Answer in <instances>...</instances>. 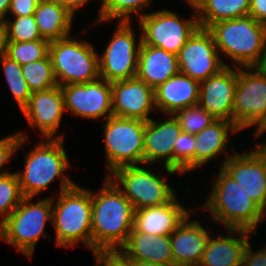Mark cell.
<instances>
[{
	"mask_svg": "<svg viewBox=\"0 0 266 266\" xmlns=\"http://www.w3.org/2000/svg\"><path fill=\"white\" fill-rule=\"evenodd\" d=\"M152 0H102L95 23L109 20L131 22V14H138V19L145 15L143 8L149 7Z\"/></svg>",
	"mask_w": 266,
	"mask_h": 266,
	"instance_id": "29",
	"label": "cell"
},
{
	"mask_svg": "<svg viewBox=\"0 0 266 266\" xmlns=\"http://www.w3.org/2000/svg\"><path fill=\"white\" fill-rule=\"evenodd\" d=\"M103 122L108 171L106 176L122 166L144 165L146 121L113 115Z\"/></svg>",
	"mask_w": 266,
	"mask_h": 266,
	"instance_id": "8",
	"label": "cell"
},
{
	"mask_svg": "<svg viewBox=\"0 0 266 266\" xmlns=\"http://www.w3.org/2000/svg\"><path fill=\"white\" fill-rule=\"evenodd\" d=\"M48 55L59 86L95 81L100 78L99 55L93 44L71 35L50 41Z\"/></svg>",
	"mask_w": 266,
	"mask_h": 266,
	"instance_id": "7",
	"label": "cell"
},
{
	"mask_svg": "<svg viewBox=\"0 0 266 266\" xmlns=\"http://www.w3.org/2000/svg\"><path fill=\"white\" fill-rule=\"evenodd\" d=\"M192 8L195 14L187 20L180 19L173 11L163 9L141 16L137 21L141 28V45L158 47L178 55L199 27L196 8Z\"/></svg>",
	"mask_w": 266,
	"mask_h": 266,
	"instance_id": "11",
	"label": "cell"
},
{
	"mask_svg": "<svg viewBox=\"0 0 266 266\" xmlns=\"http://www.w3.org/2000/svg\"><path fill=\"white\" fill-rule=\"evenodd\" d=\"M208 29L219 54L224 53L236 67L254 66L265 50V25L251 15L218 21Z\"/></svg>",
	"mask_w": 266,
	"mask_h": 266,
	"instance_id": "5",
	"label": "cell"
},
{
	"mask_svg": "<svg viewBox=\"0 0 266 266\" xmlns=\"http://www.w3.org/2000/svg\"><path fill=\"white\" fill-rule=\"evenodd\" d=\"M173 115L178 120L182 131L190 134L200 133L216 120L199 104L177 110Z\"/></svg>",
	"mask_w": 266,
	"mask_h": 266,
	"instance_id": "36",
	"label": "cell"
},
{
	"mask_svg": "<svg viewBox=\"0 0 266 266\" xmlns=\"http://www.w3.org/2000/svg\"><path fill=\"white\" fill-rule=\"evenodd\" d=\"M0 62L10 92L22 111L28 104L29 98L32 95L31 90L23 77L22 66L6 55L0 59Z\"/></svg>",
	"mask_w": 266,
	"mask_h": 266,
	"instance_id": "31",
	"label": "cell"
},
{
	"mask_svg": "<svg viewBox=\"0 0 266 266\" xmlns=\"http://www.w3.org/2000/svg\"><path fill=\"white\" fill-rule=\"evenodd\" d=\"M65 110L83 118L99 120L113 116L111 82L95 81L62 85Z\"/></svg>",
	"mask_w": 266,
	"mask_h": 266,
	"instance_id": "15",
	"label": "cell"
},
{
	"mask_svg": "<svg viewBox=\"0 0 266 266\" xmlns=\"http://www.w3.org/2000/svg\"><path fill=\"white\" fill-rule=\"evenodd\" d=\"M233 68L229 65L225 66L200 83L199 105L215 119L233 122L237 67Z\"/></svg>",
	"mask_w": 266,
	"mask_h": 266,
	"instance_id": "18",
	"label": "cell"
},
{
	"mask_svg": "<svg viewBox=\"0 0 266 266\" xmlns=\"http://www.w3.org/2000/svg\"><path fill=\"white\" fill-rule=\"evenodd\" d=\"M34 17L41 37L49 42L71 35L74 16L55 0H39Z\"/></svg>",
	"mask_w": 266,
	"mask_h": 266,
	"instance_id": "27",
	"label": "cell"
},
{
	"mask_svg": "<svg viewBox=\"0 0 266 266\" xmlns=\"http://www.w3.org/2000/svg\"><path fill=\"white\" fill-rule=\"evenodd\" d=\"M129 261L153 262L174 266L170 236H158L132 229L118 250Z\"/></svg>",
	"mask_w": 266,
	"mask_h": 266,
	"instance_id": "24",
	"label": "cell"
},
{
	"mask_svg": "<svg viewBox=\"0 0 266 266\" xmlns=\"http://www.w3.org/2000/svg\"><path fill=\"white\" fill-rule=\"evenodd\" d=\"M113 115L149 121L156 112L154 89L137 77L111 83Z\"/></svg>",
	"mask_w": 266,
	"mask_h": 266,
	"instance_id": "16",
	"label": "cell"
},
{
	"mask_svg": "<svg viewBox=\"0 0 266 266\" xmlns=\"http://www.w3.org/2000/svg\"><path fill=\"white\" fill-rule=\"evenodd\" d=\"M7 34L3 23H0V59L6 55Z\"/></svg>",
	"mask_w": 266,
	"mask_h": 266,
	"instance_id": "43",
	"label": "cell"
},
{
	"mask_svg": "<svg viewBox=\"0 0 266 266\" xmlns=\"http://www.w3.org/2000/svg\"><path fill=\"white\" fill-rule=\"evenodd\" d=\"M254 67L262 74L266 76V47L264 52L261 54L259 61L254 65Z\"/></svg>",
	"mask_w": 266,
	"mask_h": 266,
	"instance_id": "45",
	"label": "cell"
},
{
	"mask_svg": "<svg viewBox=\"0 0 266 266\" xmlns=\"http://www.w3.org/2000/svg\"><path fill=\"white\" fill-rule=\"evenodd\" d=\"M227 230L226 237L222 234L215 238L210 236L198 266H242L244 251L249 243L248 235L257 233L246 229Z\"/></svg>",
	"mask_w": 266,
	"mask_h": 266,
	"instance_id": "23",
	"label": "cell"
},
{
	"mask_svg": "<svg viewBox=\"0 0 266 266\" xmlns=\"http://www.w3.org/2000/svg\"><path fill=\"white\" fill-rule=\"evenodd\" d=\"M200 83L179 72L154 89L156 110L174 114L199 104Z\"/></svg>",
	"mask_w": 266,
	"mask_h": 266,
	"instance_id": "22",
	"label": "cell"
},
{
	"mask_svg": "<svg viewBox=\"0 0 266 266\" xmlns=\"http://www.w3.org/2000/svg\"><path fill=\"white\" fill-rule=\"evenodd\" d=\"M189 212L175 196L166 204L135 210L133 229L149 235L170 236L190 215Z\"/></svg>",
	"mask_w": 266,
	"mask_h": 266,
	"instance_id": "20",
	"label": "cell"
},
{
	"mask_svg": "<svg viewBox=\"0 0 266 266\" xmlns=\"http://www.w3.org/2000/svg\"><path fill=\"white\" fill-rule=\"evenodd\" d=\"M49 41L46 39L26 42H7L6 56L25 65L48 55Z\"/></svg>",
	"mask_w": 266,
	"mask_h": 266,
	"instance_id": "32",
	"label": "cell"
},
{
	"mask_svg": "<svg viewBox=\"0 0 266 266\" xmlns=\"http://www.w3.org/2000/svg\"><path fill=\"white\" fill-rule=\"evenodd\" d=\"M23 195L15 172L0 176V225L20 204Z\"/></svg>",
	"mask_w": 266,
	"mask_h": 266,
	"instance_id": "33",
	"label": "cell"
},
{
	"mask_svg": "<svg viewBox=\"0 0 266 266\" xmlns=\"http://www.w3.org/2000/svg\"><path fill=\"white\" fill-rule=\"evenodd\" d=\"M182 129L178 120L172 114L162 122L154 119L146 121L144 133V165H153L156 161H163L162 168L168 174L179 173L173 169V151L176 139L180 136Z\"/></svg>",
	"mask_w": 266,
	"mask_h": 266,
	"instance_id": "19",
	"label": "cell"
},
{
	"mask_svg": "<svg viewBox=\"0 0 266 266\" xmlns=\"http://www.w3.org/2000/svg\"><path fill=\"white\" fill-rule=\"evenodd\" d=\"M39 0H12L8 14L13 17L34 15Z\"/></svg>",
	"mask_w": 266,
	"mask_h": 266,
	"instance_id": "39",
	"label": "cell"
},
{
	"mask_svg": "<svg viewBox=\"0 0 266 266\" xmlns=\"http://www.w3.org/2000/svg\"><path fill=\"white\" fill-rule=\"evenodd\" d=\"M173 169L179 174L195 169V134L181 132L173 151Z\"/></svg>",
	"mask_w": 266,
	"mask_h": 266,
	"instance_id": "35",
	"label": "cell"
},
{
	"mask_svg": "<svg viewBox=\"0 0 266 266\" xmlns=\"http://www.w3.org/2000/svg\"><path fill=\"white\" fill-rule=\"evenodd\" d=\"M22 74L32 94L58 85L49 55L44 59L22 65Z\"/></svg>",
	"mask_w": 266,
	"mask_h": 266,
	"instance_id": "30",
	"label": "cell"
},
{
	"mask_svg": "<svg viewBox=\"0 0 266 266\" xmlns=\"http://www.w3.org/2000/svg\"><path fill=\"white\" fill-rule=\"evenodd\" d=\"M233 123L240 131L256 125L255 137L266 132V76L254 66L237 67Z\"/></svg>",
	"mask_w": 266,
	"mask_h": 266,
	"instance_id": "9",
	"label": "cell"
},
{
	"mask_svg": "<svg viewBox=\"0 0 266 266\" xmlns=\"http://www.w3.org/2000/svg\"><path fill=\"white\" fill-rule=\"evenodd\" d=\"M28 139L27 135L23 131L14 133L13 135H8L7 137L0 139V171L4 168L6 163L11 160V157L16 153L23 143ZM12 172L1 171L0 176L7 175Z\"/></svg>",
	"mask_w": 266,
	"mask_h": 266,
	"instance_id": "37",
	"label": "cell"
},
{
	"mask_svg": "<svg viewBox=\"0 0 266 266\" xmlns=\"http://www.w3.org/2000/svg\"><path fill=\"white\" fill-rule=\"evenodd\" d=\"M200 0H188L189 6H195Z\"/></svg>",
	"mask_w": 266,
	"mask_h": 266,
	"instance_id": "47",
	"label": "cell"
},
{
	"mask_svg": "<svg viewBox=\"0 0 266 266\" xmlns=\"http://www.w3.org/2000/svg\"><path fill=\"white\" fill-rule=\"evenodd\" d=\"M190 215L170 235L174 266H198L210 238L208 229Z\"/></svg>",
	"mask_w": 266,
	"mask_h": 266,
	"instance_id": "21",
	"label": "cell"
},
{
	"mask_svg": "<svg viewBox=\"0 0 266 266\" xmlns=\"http://www.w3.org/2000/svg\"><path fill=\"white\" fill-rule=\"evenodd\" d=\"M55 202V204H54ZM91 191L75 184L52 197V225L56 245L70 248L82 242L92 250Z\"/></svg>",
	"mask_w": 266,
	"mask_h": 266,
	"instance_id": "4",
	"label": "cell"
},
{
	"mask_svg": "<svg viewBox=\"0 0 266 266\" xmlns=\"http://www.w3.org/2000/svg\"><path fill=\"white\" fill-rule=\"evenodd\" d=\"M113 36L99 57L100 78L108 82L136 77L142 35L136 41L130 22L118 21Z\"/></svg>",
	"mask_w": 266,
	"mask_h": 266,
	"instance_id": "12",
	"label": "cell"
},
{
	"mask_svg": "<svg viewBox=\"0 0 266 266\" xmlns=\"http://www.w3.org/2000/svg\"><path fill=\"white\" fill-rule=\"evenodd\" d=\"M31 127L40 131L44 138H63L56 135L62 116L65 112L64 98L61 86L43 92L33 93L28 104L21 111Z\"/></svg>",
	"mask_w": 266,
	"mask_h": 266,
	"instance_id": "17",
	"label": "cell"
},
{
	"mask_svg": "<svg viewBox=\"0 0 266 266\" xmlns=\"http://www.w3.org/2000/svg\"><path fill=\"white\" fill-rule=\"evenodd\" d=\"M180 72L177 55L164 49L141 45L136 77L152 89Z\"/></svg>",
	"mask_w": 266,
	"mask_h": 266,
	"instance_id": "25",
	"label": "cell"
},
{
	"mask_svg": "<svg viewBox=\"0 0 266 266\" xmlns=\"http://www.w3.org/2000/svg\"><path fill=\"white\" fill-rule=\"evenodd\" d=\"M64 139H48L38 142L25 156L24 170L16 171L23 197H36L56 179H60V192L74 186L66 174L70 167L64 148Z\"/></svg>",
	"mask_w": 266,
	"mask_h": 266,
	"instance_id": "3",
	"label": "cell"
},
{
	"mask_svg": "<svg viewBox=\"0 0 266 266\" xmlns=\"http://www.w3.org/2000/svg\"><path fill=\"white\" fill-rule=\"evenodd\" d=\"M11 1L12 0H0V23L6 20Z\"/></svg>",
	"mask_w": 266,
	"mask_h": 266,
	"instance_id": "44",
	"label": "cell"
},
{
	"mask_svg": "<svg viewBox=\"0 0 266 266\" xmlns=\"http://www.w3.org/2000/svg\"><path fill=\"white\" fill-rule=\"evenodd\" d=\"M208 200L203 209L225 228L246 229L257 233L255 228L266 217V212L248 196L241 185L222 167L215 177Z\"/></svg>",
	"mask_w": 266,
	"mask_h": 266,
	"instance_id": "2",
	"label": "cell"
},
{
	"mask_svg": "<svg viewBox=\"0 0 266 266\" xmlns=\"http://www.w3.org/2000/svg\"><path fill=\"white\" fill-rule=\"evenodd\" d=\"M93 255L96 266H130L119 251H95Z\"/></svg>",
	"mask_w": 266,
	"mask_h": 266,
	"instance_id": "38",
	"label": "cell"
},
{
	"mask_svg": "<svg viewBox=\"0 0 266 266\" xmlns=\"http://www.w3.org/2000/svg\"><path fill=\"white\" fill-rule=\"evenodd\" d=\"M225 153L220 167L266 212V144L258 143L245 154Z\"/></svg>",
	"mask_w": 266,
	"mask_h": 266,
	"instance_id": "13",
	"label": "cell"
},
{
	"mask_svg": "<svg viewBox=\"0 0 266 266\" xmlns=\"http://www.w3.org/2000/svg\"><path fill=\"white\" fill-rule=\"evenodd\" d=\"M34 197H23L20 204L0 225V239L16 247L30 259L43 236L47 221L52 224V196L33 203Z\"/></svg>",
	"mask_w": 266,
	"mask_h": 266,
	"instance_id": "6",
	"label": "cell"
},
{
	"mask_svg": "<svg viewBox=\"0 0 266 266\" xmlns=\"http://www.w3.org/2000/svg\"><path fill=\"white\" fill-rule=\"evenodd\" d=\"M219 55L210 30L198 27L177 55L180 72L201 83L228 66Z\"/></svg>",
	"mask_w": 266,
	"mask_h": 266,
	"instance_id": "14",
	"label": "cell"
},
{
	"mask_svg": "<svg viewBox=\"0 0 266 266\" xmlns=\"http://www.w3.org/2000/svg\"><path fill=\"white\" fill-rule=\"evenodd\" d=\"M250 242L245 248L242 266H266V246L253 252Z\"/></svg>",
	"mask_w": 266,
	"mask_h": 266,
	"instance_id": "40",
	"label": "cell"
},
{
	"mask_svg": "<svg viewBox=\"0 0 266 266\" xmlns=\"http://www.w3.org/2000/svg\"><path fill=\"white\" fill-rule=\"evenodd\" d=\"M240 130L230 121L216 119L200 133L195 134V169L204 166L209 161H215L227 147L230 132Z\"/></svg>",
	"mask_w": 266,
	"mask_h": 266,
	"instance_id": "26",
	"label": "cell"
},
{
	"mask_svg": "<svg viewBox=\"0 0 266 266\" xmlns=\"http://www.w3.org/2000/svg\"><path fill=\"white\" fill-rule=\"evenodd\" d=\"M150 170L142 164L127 165L116 168L108 175L135 210L166 204L176 196L167 178Z\"/></svg>",
	"mask_w": 266,
	"mask_h": 266,
	"instance_id": "10",
	"label": "cell"
},
{
	"mask_svg": "<svg viewBox=\"0 0 266 266\" xmlns=\"http://www.w3.org/2000/svg\"><path fill=\"white\" fill-rule=\"evenodd\" d=\"M7 42H26L43 39L39 33L34 15L6 18L3 22Z\"/></svg>",
	"mask_w": 266,
	"mask_h": 266,
	"instance_id": "34",
	"label": "cell"
},
{
	"mask_svg": "<svg viewBox=\"0 0 266 266\" xmlns=\"http://www.w3.org/2000/svg\"><path fill=\"white\" fill-rule=\"evenodd\" d=\"M130 266H168L153 262L129 261Z\"/></svg>",
	"mask_w": 266,
	"mask_h": 266,
	"instance_id": "46",
	"label": "cell"
},
{
	"mask_svg": "<svg viewBox=\"0 0 266 266\" xmlns=\"http://www.w3.org/2000/svg\"><path fill=\"white\" fill-rule=\"evenodd\" d=\"M249 15L258 22H266V0H251Z\"/></svg>",
	"mask_w": 266,
	"mask_h": 266,
	"instance_id": "41",
	"label": "cell"
},
{
	"mask_svg": "<svg viewBox=\"0 0 266 266\" xmlns=\"http://www.w3.org/2000/svg\"><path fill=\"white\" fill-rule=\"evenodd\" d=\"M65 9H67L73 16L77 9L82 8L85 4L91 0H55Z\"/></svg>",
	"mask_w": 266,
	"mask_h": 266,
	"instance_id": "42",
	"label": "cell"
},
{
	"mask_svg": "<svg viewBox=\"0 0 266 266\" xmlns=\"http://www.w3.org/2000/svg\"><path fill=\"white\" fill-rule=\"evenodd\" d=\"M105 177L100 191L91 192L92 253L118 251L133 229V205L120 188Z\"/></svg>",
	"mask_w": 266,
	"mask_h": 266,
	"instance_id": "1",
	"label": "cell"
},
{
	"mask_svg": "<svg viewBox=\"0 0 266 266\" xmlns=\"http://www.w3.org/2000/svg\"><path fill=\"white\" fill-rule=\"evenodd\" d=\"M251 0H200L196 5L199 27L249 15Z\"/></svg>",
	"mask_w": 266,
	"mask_h": 266,
	"instance_id": "28",
	"label": "cell"
}]
</instances>
